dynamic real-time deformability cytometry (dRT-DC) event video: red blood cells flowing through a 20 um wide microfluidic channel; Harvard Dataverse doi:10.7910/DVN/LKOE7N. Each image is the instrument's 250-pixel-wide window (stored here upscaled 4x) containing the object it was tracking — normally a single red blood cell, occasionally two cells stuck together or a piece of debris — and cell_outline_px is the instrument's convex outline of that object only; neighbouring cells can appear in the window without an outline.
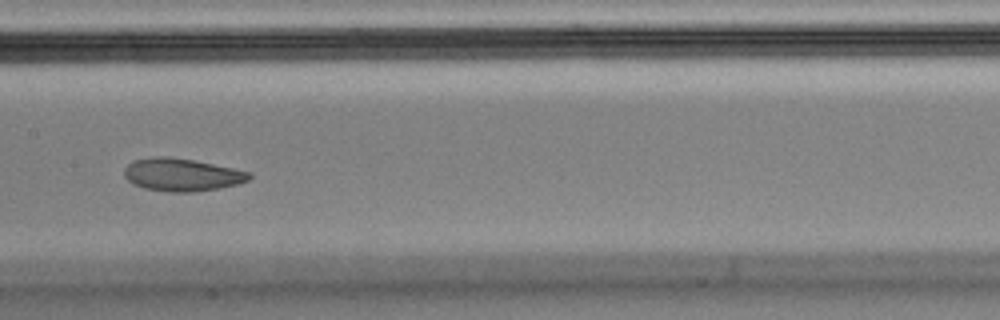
{"species": "Egyptian fruit bat (a non-hibernating species)", "species_latin": "Rousettus aegyptiacus", "temperature_condition": "cold", "stored_images_in_passage": 12, "camera_frame_rate_fps": 3000, "um_per_image_px": 0.085, "animal": {"sex": "male"}, "frame": {"image": 1, "passage_image": 9, "time_ms": 2.667, "image_size_px": [1000, 320], "cell_outline_px": [[252, 176], [248, 180], [236, 184], [220, 188], [192, 192], [168, 192], [144, 188], [132, 184], [124, 176], [124, 168], [128, 164], [136, 160], [152, 156], [168, 156], [192, 160], [252, 172]], "centroid_in_image_um": [15.43, 14.85], "position_along_channel_um": 192.0, "area_um2": 23.81}}
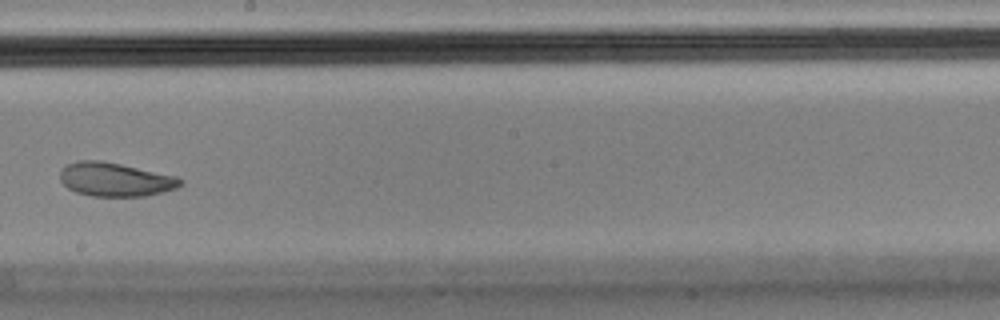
{"frame": {"image": 2, "passage_image": 10, "time_ms": 3.0, "image_size_px": [1000, 320], "cell_outline_px": [[184, 184], [176, 188], [144, 196], [92, 196], [76, 192], [68, 188], [60, 180], [60, 172], [68, 164], [76, 160], [100, 160], [120, 164], [176, 176], [184, 180]], "centroid_in_image_um": [9.8, 15.25], "position_along_channel_um": 238.4, "area_um2": 23.52}}